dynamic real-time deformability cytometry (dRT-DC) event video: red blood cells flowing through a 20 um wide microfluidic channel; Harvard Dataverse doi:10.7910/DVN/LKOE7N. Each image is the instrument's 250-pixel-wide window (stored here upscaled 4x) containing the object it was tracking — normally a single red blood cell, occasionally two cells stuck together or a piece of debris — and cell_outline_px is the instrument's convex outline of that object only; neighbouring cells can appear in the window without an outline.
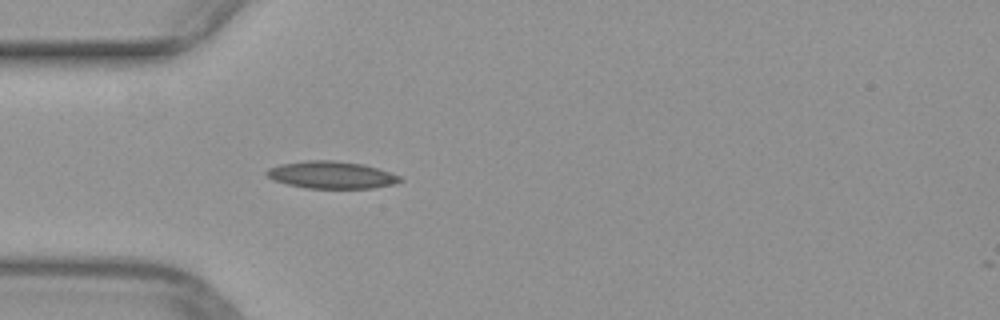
{"species": "common noctule bat (a hibernating species)", "species_latin": "Nyctalus noctula", "temperature_condition": "warm", "stored_images_in_passage": 2, "camera_frame_rate_fps": 3000, "um_per_image_px": 0.085, "animal": {"sex": "female", "body_mass_g": 29.2, "forearm_length_mm": 56.3}, "frame": {"image": 1, "passage_image": 1, "time_ms": 0.0, "image_size_px": [1000, 320], "cell_outline_px": [[404, 180], [396, 184], [372, 188], [304, 188], [272, 180], [264, 172], [268, 168], [280, 164], [308, 160], [332, 160], [364, 164], [392, 172], [400, 176]], "centroid_in_image_um": [28.2, 14.87], "position_along_channel_um": 56.8, "area_um2": 21.39}}